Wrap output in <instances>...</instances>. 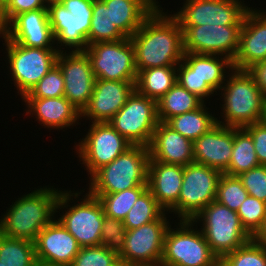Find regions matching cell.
Segmentation results:
<instances>
[{"label":"cell","instance_id":"1","mask_svg":"<svg viewBox=\"0 0 266 266\" xmlns=\"http://www.w3.org/2000/svg\"><path fill=\"white\" fill-rule=\"evenodd\" d=\"M162 9V10H161ZM137 73L152 67L177 66L184 57L183 32L179 22L157 7L130 37Z\"/></svg>","mask_w":266,"mask_h":266},{"label":"cell","instance_id":"2","mask_svg":"<svg viewBox=\"0 0 266 266\" xmlns=\"http://www.w3.org/2000/svg\"><path fill=\"white\" fill-rule=\"evenodd\" d=\"M55 188L43 187L18 198L0 219L1 233L10 238L37 240L40 231L55 217L60 194Z\"/></svg>","mask_w":266,"mask_h":266},{"label":"cell","instance_id":"3","mask_svg":"<svg viewBox=\"0 0 266 266\" xmlns=\"http://www.w3.org/2000/svg\"><path fill=\"white\" fill-rule=\"evenodd\" d=\"M230 74L228 72L227 83L225 82L220 89L224 99L222 105L224 121L217 118V123L227 127L244 128L247 125L261 122L266 96L247 70L232 69ZM222 91H224L223 94Z\"/></svg>","mask_w":266,"mask_h":266},{"label":"cell","instance_id":"4","mask_svg":"<svg viewBox=\"0 0 266 266\" xmlns=\"http://www.w3.org/2000/svg\"><path fill=\"white\" fill-rule=\"evenodd\" d=\"M149 147L132 145L91 177L89 193H117L147 185Z\"/></svg>","mask_w":266,"mask_h":266},{"label":"cell","instance_id":"5","mask_svg":"<svg viewBox=\"0 0 266 266\" xmlns=\"http://www.w3.org/2000/svg\"><path fill=\"white\" fill-rule=\"evenodd\" d=\"M199 220L203 221L201 232L219 260L252 239L242 226L237 211L217 201L209 203L192 219L194 223Z\"/></svg>","mask_w":266,"mask_h":266},{"label":"cell","instance_id":"6","mask_svg":"<svg viewBox=\"0 0 266 266\" xmlns=\"http://www.w3.org/2000/svg\"><path fill=\"white\" fill-rule=\"evenodd\" d=\"M179 228L168 227L164 237L161 266H215L220 260L203 233L191 220H179ZM192 228V229H191Z\"/></svg>","mask_w":266,"mask_h":266},{"label":"cell","instance_id":"7","mask_svg":"<svg viewBox=\"0 0 266 266\" xmlns=\"http://www.w3.org/2000/svg\"><path fill=\"white\" fill-rule=\"evenodd\" d=\"M72 191H61L57 202L56 212L58 209L68 208L62 212L61 217L57 218L66 230L71 233L80 247L101 245L102 223L105 217L102 205L97 197L92 196L89 192L85 194L81 202L70 206L71 197H78L81 192L71 193Z\"/></svg>","mask_w":266,"mask_h":266},{"label":"cell","instance_id":"8","mask_svg":"<svg viewBox=\"0 0 266 266\" xmlns=\"http://www.w3.org/2000/svg\"><path fill=\"white\" fill-rule=\"evenodd\" d=\"M7 50V59L14 86L22 98L46 75L56 64L59 49L25 47L3 36ZM20 91V92H19Z\"/></svg>","mask_w":266,"mask_h":266},{"label":"cell","instance_id":"9","mask_svg":"<svg viewBox=\"0 0 266 266\" xmlns=\"http://www.w3.org/2000/svg\"><path fill=\"white\" fill-rule=\"evenodd\" d=\"M221 175L220 170L202 164L184 166L179 199L169 212H174L180 220L192 221L202 209L216 200Z\"/></svg>","mask_w":266,"mask_h":266},{"label":"cell","instance_id":"10","mask_svg":"<svg viewBox=\"0 0 266 266\" xmlns=\"http://www.w3.org/2000/svg\"><path fill=\"white\" fill-rule=\"evenodd\" d=\"M159 120L157 101L136 90L109 124L132 145L149 147Z\"/></svg>","mask_w":266,"mask_h":266},{"label":"cell","instance_id":"11","mask_svg":"<svg viewBox=\"0 0 266 266\" xmlns=\"http://www.w3.org/2000/svg\"><path fill=\"white\" fill-rule=\"evenodd\" d=\"M96 79L136 81L135 51L130 38L97 42L84 50Z\"/></svg>","mask_w":266,"mask_h":266},{"label":"cell","instance_id":"12","mask_svg":"<svg viewBox=\"0 0 266 266\" xmlns=\"http://www.w3.org/2000/svg\"><path fill=\"white\" fill-rule=\"evenodd\" d=\"M132 144L120 135L109 122L92 123L88 134L76 145V151L90 177L109 164Z\"/></svg>","mask_w":266,"mask_h":266},{"label":"cell","instance_id":"13","mask_svg":"<svg viewBox=\"0 0 266 266\" xmlns=\"http://www.w3.org/2000/svg\"><path fill=\"white\" fill-rule=\"evenodd\" d=\"M165 214L155 221L127 230L124 249L118 258L133 266L160 265L164 237L170 225Z\"/></svg>","mask_w":266,"mask_h":266},{"label":"cell","instance_id":"14","mask_svg":"<svg viewBox=\"0 0 266 266\" xmlns=\"http://www.w3.org/2000/svg\"><path fill=\"white\" fill-rule=\"evenodd\" d=\"M249 9L241 0H186L172 16L180 26H242Z\"/></svg>","mask_w":266,"mask_h":266},{"label":"cell","instance_id":"15","mask_svg":"<svg viewBox=\"0 0 266 266\" xmlns=\"http://www.w3.org/2000/svg\"><path fill=\"white\" fill-rule=\"evenodd\" d=\"M242 26H180L184 53L225 56L233 61Z\"/></svg>","mask_w":266,"mask_h":266},{"label":"cell","instance_id":"16","mask_svg":"<svg viewBox=\"0 0 266 266\" xmlns=\"http://www.w3.org/2000/svg\"><path fill=\"white\" fill-rule=\"evenodd\" d=\"M56 65L64 77V97L80 112L87 106L93 93L95 75L84 51H59Z\"/></svg>","mask_w":266,"mask_h":266},{"label":"cell","instance_id":"17","mask_svg":"<svg viewBox=\"0 0 266 266\" xmlns=\"http://www.w3.org/2000/svg\"><path fill=\"white\" fill-rule=\"evenodd\" d=\"M135 83L96 79L93 93L81 117L91 119L92 123L109 122L136 90Z\"/></svg>","mask_w":266,"mask_h":266},{"label":"cell","instance_id":"18","mask_svg":"<svg viewBox=\"0 0 266 266\" xmlns=\"http://www.w3.org/2000/svg\"><path fill=\"white\" fill-rule=\"evenodd\" d=\"M4 36L25 47L59 48L54 47L56 43L49 22L48 9L18 14L4 27Z\"/></svg>","mask_w":266,"mask_h":266},{"label":"cell","instance_id":"19","mask_svg":"<svg viewBox=\"0 0 266 266\" xmlns=\"http://www.w3.org/2000/svg\"><path fill=\"white\" fill-rule=\"evenodd\" d=\"M249 9L239 35V47L233 59V68L248 70L266 60V12Z\"/></svg>","mask_w":266,"mask_h":266},{"label":"cell","instance_id":"20","mask_svg":"<svg viewBox=\"0 0 266 266\" xmlns=\"http://www.w3.org/2000/svg\"><path fill=\"white\" fill-rule=\"evenodd\" d=\"M36 259L57 266H70L80 246L59 220L45 226L34 242Z\"/></svg>","mask_w":266,"mask_h":266},{"label":"cell","instance_id":"21","mask_svg":"<svg viewBox=\"0 0 266 266\" xmlns=\"http://www.w3.org/2000/svg\"><path fill=\"white\" fill-rule=\"evenodd\" d=\"M234 143V127L217 123L207 133L193 141L194 163L206 165L224 173L229 168Z\"/></svg>","mask_w":266,"mask_h":266},{"label":"cell","instance_id":"22","mask_svg":"<svg viewBox=\"0 0 266 266\" xmlns=\"http://www.w3.org/2000/svg\"><path fill=\"white\" fill-rule=\"evenodd\" d=\"M49 22L55 42L72 51H84L89 46L91 18H81L71 14L64 5L52 3L47 6Z\"/></svg>","mask_w":266,"mask_h":266},{"label":"cell","instance_id":"23","mask_svg":"<svg viewBox=\"0 0 266 266\" xmlns=\"http://www.w3.org/2000/svg\"><path fill=\"white\" fill-rule=\"evenodd\" d=\"M150 159L186 166L194 163L193 141L159 121L149 146Z\"/></svg>","mask_w":266,"mask_h":266},{"label":"cell","instance_id":"24","mask_svg":"<svg viewBox=\"0 0 266 266\" xmlns=\"http://www.w3.org/2000/svg\"><path fill=\"white\" fill-rule=\"evenodd\" d=\"M184 166L155 160L148 162L147 185L158 204L170 211L178 202Z\"/></svg>","mask_w":266,"mask_h":266},{"label":"cell","instance_id":"25","mask_svg":"<svg viewBox=\"0 0 266 266\" xmlns=\"http://www.w3.org/2000/svg\"><path fill=\"white\" fill-rule=\"evenodd\" d=\"M27 104V115L34 114L36 120L47 128L64 129L75 125L81 112L64 96L57 98H23ZM32 112V113H31Z\"/></svg>","mask_w":266,"mask_h":266},{"label":"cell","instance_id":"26","mask_svg":"<svg viewBox=\"0 0 266 266\" xmlns=\"http://www.w3.org/2000/svg\"><path fill=\"white\" fill-rule=\"evenodd\" d=\"M110 9L111 22L128 38L160 6L156 0H103Z\"/></svg>","mask_w":266,"mask_h":266},{"label":"cell","instance_id":"27","mask_svg":"<svg viewBox=\"0 0 266 266\" xmlns=\"http://www.w3.org/2000/svg\"><path fill=\"white\" fill-rule=\"evenodd\" d=\"M183 60L195 70L202 82H206L216 93L226 81L225 70L229 69L230 72L234 69L232 60L225 56L184 53Z\"/></svg>","mask_w":266,"mask_h":266},{"label":"cell","instance_id":"28","mask_svg":"<svg viewBox=\"0 0 266 266\" xmlns=\"http://www.w3.org/2000/svg\"><path fill=\"white\" fill-rule=\"evenodd\" d=\"M177 82V66L152 67L137 73L136 91L148 98L159 100Z\"/></svg>","mask_w":266,"mask_h":266},{"label":"cell","instance_id":"29","mask_svg":"<svg viewBox=\"0 0 266 266\" xmlns=\"http://www.w3.org/2000/svg\"><path fill=\"white\" fill-rule=\"evenodd\" d=\"M207 110L203 103L199 108L176 115L165 123L184 137L195 141L217 124V118Z\"/></svg>","mask_w":266,"mask_h":266},{"label":"cell","instance_id":"30","mask_svg":"<svg viewBox=\"0 0 266 266\" xmlns=\"http://www.w3.org/2000/svg\"><path fill=\"white\" fill-rule=\"evenodd\" d=\"M204 102L197 95L190 93L178 82L159 100H157V116L161 122L168 119L193 111L199 108Z\"/></svg>","mask_w":266,"mask_h":266},{"label":"cell","instance_id":"31","mask_svg":"<svg viewBox=\"0 0 266 266\" xmlns=\"http://www.w3.org/2000/svg\"><path fill=\"white\" fill-rule=\"evenodd\" d=\"M259 165L252 137L244 128L234 127L232 156L229 168L224 173L231 176H239L241 173Z\"/></svg>","mask_w":266,"mask_h":266},{"label":"cell","instance_id":"32","mask_svg":"<svg viewBox=\"0 0 266 266\" xmlns=\"http://www.w3.org/2000/svg\"><path fill=\"white\" fill-rule=\"evenodd\" d=\"M127 38L111 22L110 9L103 0H94L89 30V45L97 42L118 41Z\"/></svg>","mask_w":266,"mask_h":266},{"label":"cell","instance_id":"33","mask_svg":"<svg viewBox=\"0 0 266 266\" xmlns=\"http://www.w3.org/2000/svg\"><path fill=\"white\" fill-rule=\"evenodd\" d=\"M36 261L34 242L0 236V262L3 266H33Z\"/></svg>","mask_w":266,"mask_h":266},{"label":"cell","instance_id":"34","mask_svg":"<svg viewBox=\"0 0 266 266\" xmlns=\"http://www.w3.org/2000/svg\"><path fill=\"white\" fill-rule=\"evenodd\" d=\"M148 186L129 188L117 193H90L100 201L104 214L118 220H124L139 196Z\"/></svg>","mask_w":266,"mask_h":266},{"label":"cell","instance_id":"35","mask_svg":"<svg viewBox=\"0 0 266 266\" xmlns=\"http://www.w3.org/2000/svg\"><path fill=\"white\" fill-rule=\"evenodd\" d=\"M164 213L165 210L147 188L127 213L123 223L126 230H131L159 219Z\"/></svg>","mask_w":266,"mask_h":266},{"label":"cell","instance_id":"36","mask_svg":"<svg viewBox=\"0 0 266 266\" xmlns=\"http://www.w3.org/2000/svg\"><path fill=\"white\" fill-rule=\"evenodd\" d=\"M220 261L222 266H266V245L252 238Z\"/></svg>","mask_w":266,"mask_h":266},{"label":"cell","instance_id":"37","mask_svg":"<svg viewBox=\"0 0 266 266\" xmlns=\"http://www.w3.org/2000/svg\"><path fill=\"white\" fill-rule=\"evenodd\" d=\"M248 195L238 176L222 173L218 181L215 201L227 206L230 210L237 211Z\"/></svg>","mask_w":266,"mask_h":266},{"label":"cell","instance_id":"38","mask_svg":"<svg viewBox=\"0 0 266 266\" xmlns=\"http://www.w3.org/2000/svg\"><path fill=\"white\" fill-rule=\"evenodd\" d=\"M237 214L242 226L253 237L263 225L266 203L248 195L237 210Z\"/></svg>","mask_w":266,"mask_h":266},{"label":"cell","instance_id":"39","mask_svg":"<svg viewBox=\"0 0 266 266\" xmlns=\"http://www.w3.org/2000/svg\"><path fill=\"white\" fill-rule=\"evenodd\" d=\"M64 77L55 64L23 98H57L64 96Z\"/></svg>","mask_w":266,"mask_h":266},{"label":"cell","instance_id":"40","mask_svg":"<svg viewBox=\"0 0 266 266\" xmlns=\"http://www.w3.org/2000/svg\"><path fill=\"white\" fill-rule=\"evenodd\" d=\"M118 260V255L106 246L80 247L70 266H112Z\"/></svg>","mask_w":266,"mask_h":266},{"label":"cell","instance_id":"41","mask_svg":"<svg viewBox=\"0 0 266 266\" xmlns=\"http://www.w3.org/2000/svg\"><path fill=\"white\" fill-rule=\"evenodd\" d=\"M127 230L122 220L105 215L102 223L101 245L119 255L124 249Z\"/></svg>","mask_w":266,"mask_h":266},{"label":"cell","instance_id":"42","mask_svg":"<svg viewBox=\"0 0 266 266\" xmlns=\"http://www.w3.org/2000/svg\"><path fill=\"white\" fill-rule=\"evenodd\" d=\"M177 82L187 89L190 93L197 95L202 100L206 97L213 96L214 90L198 77L195 70H193L184 60L177 65Z\"/></svg>","mask_w":266,"mask_h":266},{"label":"cell","instance_id":"43","mask_svg":"<svg viewBox=\"0 0 266 266\" xmlns=\"http://www.w3.org/2000/svg\"><path fill=\"white\" fill-rule=\"evenodd\" d=\"M250 196L266 203V165H259L239 176Z\"/></svg>","mask_w":266,"mask_h":266},{"label":"cell","instance_id":"44","mask_svg":"<svg viewBox=\"0 0 266 266\" xmlns=\"http://www.w3.org/2000/svg\"><path fill=\"white\" fill-rule=\"evenodd\" d=\"M47 6L45 0H9L0 11V21L5 27L18 14L37 9H47Z\"/></svg>","mask_w":266,"mask_h":266},{"label":"cell","instance_id":"45","mask_svg":"<svg viewBox=\"0 0 266 266\" xmlns=\"http://www.w3.org/2000/svg\"><path fill=\"white\" fill-rule=\"evenodd\" d=\"M244 129L252 137L259 164L266 165V124L261 121L247 125Z\"/></svg>","mask_w":266,"mask_h":266},{"label":"cell","instance_id":"46","mask_svg":"<svg viewBox=\"0 0 266 266\" xmlns=\"http://www.w3.org/2000/svg\"><path fill=\"white\" fill-rule=\"evenodd\" d=\"M94 0H62L64 7L74 16L92 18Z\"/></svg>","mask_w":266,"mask_h":266},{"label":"cell","instance_id":"47","mask_svg":"<svg viewBox=\"0 0 266 266\" xmlns=\"http://www.w3.org/2000/svg\"><path fill=\"white\" fill-rule=\"evenodd\" d=\"M247 71L253 76L256 85L266 96V60L254 64Z\"/></svg>","mask_w":266,"mask_h":266},{"label":"cell","instance_id":"48","mask_svg":"<svg viewBox=\"0 0 266 266\" xmlns=\"http://www.w3.org/2000/svg\"><path fill=\"white\" fill-rule=\"evenodd\" d=\"M256 242L266 245V217L264 219L262 227L258 232L252 237Z\"/></svg>","mask_w":266,"mask_h":266},{"label":"cell","instance_id":"49","mask_svg":"<svg viewBox=\"0 0 266 266\" xmlns=\"http://www.w3.org/2000/svg\"><path fill=\"white\" fill-rule=\"evenodd\" d=\"M112 266H133V265L128 264L127 262L122 261V260L119 259Z\"/></svg>","mask_w":266,"mask_h":266},{"label":"cell","instance_id":"50","mask_svg":"<svg viewBox=\"0 0 266 266\" xmlns=\"http://www.w3.org/2000/svg\"><path fill=\"white\" fill-rule=\"evenodd\" d=\"M33 266H57V265H52V264L44 263V262H41V261H38V260H37V261L34 263Z\"/></svg>","mask_w":266,"mask_h":266},{"label":"cell","instance_id":"51","mask_svg":"<svg viewBox=\"0 0 266 266\" xmlns=\"http://www.w3.org/2000/svg\"><path fill=\"white\" fill-rule=\"evenodd\" d=\"M9 0H0V11L5 7Z\"/></svg>","mask_w":266,"mask_h":266},{"label":"cell","instance_id":"52","mask_svg":"<svg viewBox=\"0 0 266 266\" xmlns=\"http://www.w3.org/2000/svg\"><path fill=\"white\" fill-rule=\"evenodd\" d=\"M47 5L52 4V3H60L62 0H45Z\"/></svg>","mask_w":266,"mask_h":266},{"label":"cell","instance_id":"53","mask_svg":"<svg viewBox=\"0 0 266 266\" xmlns=\"http://www.w3.org/2000/svg\"><path fill=\"white\" fill-rule=\"evenodd\" d=\"M0 35H1V37L4 36V27L2 26L1 21H0Z\"/></svg>","mask_w":266,"mask_h":266},{"label":"cell","instance_id":"54","mask_svg":"<svg viewBox=\"0 0 266 266\" xmlns=\"http://www.w3.org/2000/svg\"><path fill=\"white\" fill-rule=\"evenodd\" d=\"M266 124V104H265V109H264V116L262 120Z\"/></svg>","mask_w":266,"mask_h":266},{"label":"cell","instance_id":"55","mask_svg":"<svg viewBox=\"0 0 266 266\" xmlns=\"http://www.w3.org/2000/svg\"><path fill=\"white\" fill-rule=\"evenodd\" d=\"M215 266H222L221 261H219Z\"/></svg>","mask_w":266,"mask_h":266}]
</instances>
